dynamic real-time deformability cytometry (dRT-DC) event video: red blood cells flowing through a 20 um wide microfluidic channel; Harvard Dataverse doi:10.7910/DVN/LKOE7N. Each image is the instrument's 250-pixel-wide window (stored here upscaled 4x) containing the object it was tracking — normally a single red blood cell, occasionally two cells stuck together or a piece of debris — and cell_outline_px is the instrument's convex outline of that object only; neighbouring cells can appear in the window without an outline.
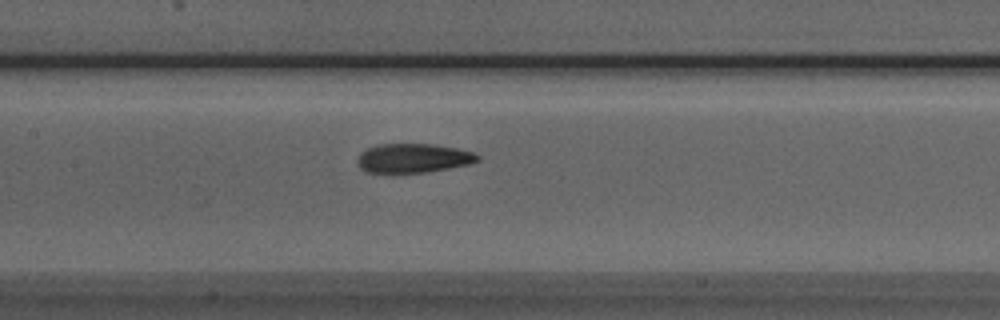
{"species": "Egyptian fruit bat (a non-hibernating species)", "species_latin": "Rousettus aegyptiacus", "temperature_condition": "room temperature", "stored_images_in_passage": 36, "camera_frame_rate_fps": 3000, "um_per_image_px": 0.085, "animal": {"sex": "male"}, "frame": {"image": 1, "passage_image": 9, "time_ms": 2.667, "image_size_px": [1000, 320], "cell_outline_px": [[480, 160], [468, 164], [428, 172], [392, 176], [364, 172], [360, 168], [356, 160], [360, 152], [376, 144], [436, 144], [476, 152], [480, 156]], "centroid_in_image_um": [35.06, 13.49], "position_along_channel_um": 172.3, "area_um2": 21.44}}
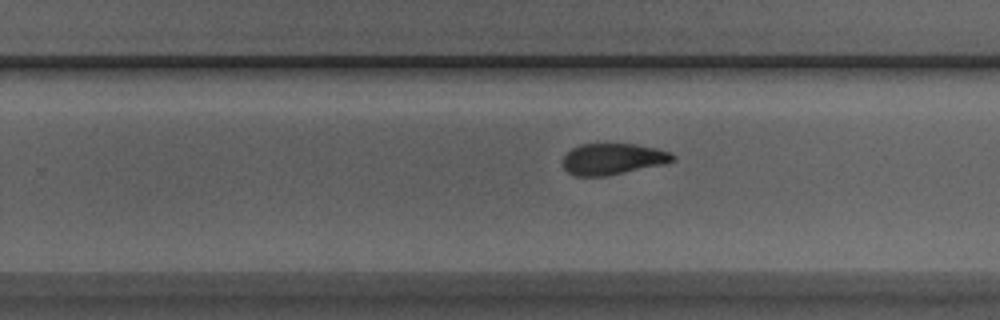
{"frame": {"image": 2, "passage_image": 17, "time_ms": 5.333, "image_size_px": [1000, 320], "cell_outline_px": [[676, 160], [664, 164], [604, 176], [572, 176], [564, 168], [564, 156], [572, 148], [580, 144], [636, 144], [656, 148], [672, 152], [676, 156]], "centroid_in_image_um": [52.12, 13.51], "position_along_channel_um": 277.7, "area_um2": 20.0}}
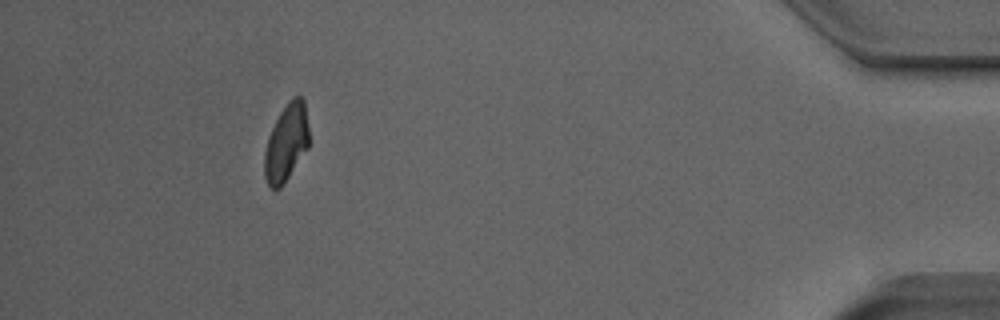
{"frame": {"image": 3, "passage_image": 32, "time_ms": 10.333, "image_size_px": [1000, 320], "cell_outline_px": [[308, 148], [280, 188], [272, 188], [268, 184], [264, 176], [264, 152], [268, 136], [280, 112], [288, 100], [292, 96], [300, 96], [304, 100], [308, 124]], "centroid_in_image_um": [24.33, 12.1], "position_along_channel_um": 410.9, "area_um2": 19.94}, "authors_computed_cell_mechanics": {"area_um2": 20.7213, "velocity_mm_per_s": 3.9722, "shape_relaxation_time_tau1_ms": 3.6645, "shape_relaxation_time_tau2_ms": 1.849, "deformation_change_tau1": 0.159, "deformation_change_tau2": 0.0895}}